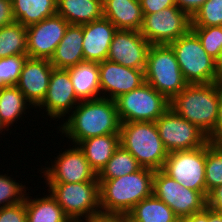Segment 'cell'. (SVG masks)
I'll return each instance as SVG.
<instances>
[{
    "label": "cell",
    "mask_w": 222,
    "mask_h": 222,
    "mask_svg": "<svg viewBox=\"0 0 222 222\" xmlns=\"http://www.w3.org/2000/svg\"><path fill=\"white\" fill-rule=\"evenodd\" d=\"M220 83L188 84L170 101V108L208 137L217 122Z\"/></svg>",
    "instance_id": "3"
},
{
    "label": "cell",
    "mask_w": 222,
    "mask_h": 222,
    "mask_svg": "<svg viewBox=\"0 0 222 222\" xmlns=\"http://www.w3.org/2000/svg\"><path fill=\"white\" fill-rule=\"evenodd\" d=\"M68 25L69 23L63 17L54 14L26 27L28 58L50 60L64 37Z\"/></svg>",
    "instance_id": "15"
},
{
    "label": "cell",
    "mask_w": 222,
    "mask_h": 222,
    "mask_svg": "<svg viewBox=\"0 0 222 222\" xmlns=\"http://www.w3.org/2000/svg\"><path fill=\"white\" fill-rule=\"evenodd\" d=\"M222 185V143L206 144L205 161V198L218 186Z\"/></svg>",
    "instance_id": "31"
},
{
    "label": "cell",
    "mask_w": 222,
    "mask_h": 222,
    "mask_svg": "<svg viewBox=\"0 0 222 222\" xmlns=\"http://www.w3.org/2000/svg\"><path fill=\"white\" fill-rule=\"evenodd\" d=\"M169 45L188 84L217 82L216 60L207 54L191 29Z\"/></svg>",
    "instance_id": "7"
},
{
    "label": "cell",
    "mask_w": 222,
    "mask_h": 222,
    "mask_svg": "<svg viewBox=\"0 0 222 222\" xmlns=\"http://www.w3.org/2000/svg\"><path fill=\"white\" fill-rule=\"evenodd\" d=\"M141 165L121 145L114 151L111 159L97 174L98 180H110L128 175L141 169Z\"/></svg>",
    "instance_id": "30"
},
{
    "label": "cell",
    "mask_w": 222,
    "mask_h": 222,
    "mask_svg": "<svg viewBox=\"0 0 222 222\" xmlns=\"http://www.w3.org/2000/svg\"><path fill=\"white\" fill-rule=\"evenodd\" d=\"M79 148L85 158L98 174L111 159L114 151L120 146V134L100 135L81 141Z\"/></svg>",
    "instance_id": "24"
},
{
    "label": "cell",
    "mask_w": 222,
    "mask_h": 222,
    "mask_svg": "<svg viewBox=\"0 0 222 222\" xmlns=\"http://www.w3.org/2000/svg\"><path fill=\"white\" fill-rule=\"evenodd\" d=\"M83 25H71L66 28L64 37L56 47L50 59L56 69H68L84 61L83 56Z\"/></svg>",
    "instance_id": "21"
},
{
    "label": "cell",
    "mask_w": 222,
    "mask_h": 222,
    "mask_svg": "<svg viewBox=\"0 0 222 222\" xmlns=\"http://www.w3.org/2000/svg\"><path fill=\"white\" fill-rule=\"evenodd\" d=\"M53 69L50 60L47 59L27 58L23 65L16 87L34 110L46 96Z\"/></svg>",
    "instance_id": "18"
},
{
    "label": "cell",
    "mask_w": 222,
    "mask_h": 222,
    "mask_svg": "<svg viewBox=\"0 0 222 222\" xmlns=\"http://www.w3.org/2000/svg\"><path fill=\"white\" fill-rule=\"evenodd\" d=\"M216 75L217 82L222 84V50L219 57L216 59Z\"/></svg>",
    "instance_id": "45"
},
{
    "label": "cell",
    "mask_w": 222,
    "mask_h": 222,
    "mask_svg": "<svg viewBox=\"0 0 222 222\" xmlns=\"http://www.w3.org/2000/svg\"><path fill=\"white\" fill-rule=\"evenodd\" d=\"M14 21L11 0H0V28Z\"/></svg>",
    "instance_id": "40"
},
{
    "label": "cell",
    "mask_w": 222,
    "mask_h": 222,
    "mask_svg": "<svg viewBox=\"0 0 222 222\" xmlns=\"http://www.w3.org/2000/svg\"><path fill=\"white\" fill-rule=\"evenodd\" d=\"M29 193L24 200L27 222H71L49 192L44 197L35 195V198L29 196Z\"/></svg>",
    "instance_id": "25"
},
{
    "label": "cell",
    "mask_w": 222,
    "mask_h": 222,
    "mask_svg": "<svg viewBox=\"0 0 222 222\" xmlns=\"http://www.w3.org/2000/svg\"><path fill=\"white\" fill-rule=\"evenodd\" d=\"M66 70L80 101L101 98L98 63L83 61Z\"/></svg>",
    "instance_id": "22"
},
{
    "label": "cell",
    "mask_w": 222,
    "mask_h": 222,
    "mask_svg": "<svg viewBox=\"0 0 222 222\" xmlns=\"http://www.w3.org/2000/svg\"><path fill=\"white\" fill-rule=\"evenodd\" d=\"M208 222H222V213L208 207Z\"/></svg>",
    "instance_id": "44"
},
{
    "label": "cell",
    "mask_w": 222,
    "mask_h": 222,
    "mask_svg": "<svg viewBox=\"0 0 222 222\" xmlns=\"http://www.w3.org/2000/svg\"><path fill=\"white\" fill-rule=\"evenodd\" d=\"M57 14L71 25L103 18V0H57Z\"/></svg>",
    "instance_id": "23"
},
{
    "label": "cell",
    "mask_w": 222,
    "mask_h": 222,
    "mask_svg": "<svg viewBox=\"0 0 222 222\" xmlns=\"http://www.w3.org/2000/svg\"><path fill=\"white\" fill-rule=\"evenodd\" d=\"M0 173V208L19 204L25 200L28 192L23 182H16L17 180L11 178L12 175Z\"/></svg>",
    "instance_id": "32"
},
{
    "label": "cell",
    "mask_w": 222,
    "mask_h": 222,
    "mask_svg": "<svg viewBox=\"0 0 222 222\" xmlns=\"http://www.w3.org/2000/svg\"><path fill=\"white\" fill-rule=\"evenodd\" d=\"M88 222H126V215H99Z\"/></svg>",
    "instance_id": "43"
},
{
    "label": "cell",
    "mask_w": 222,
    "mask_h": 222,
    "mask_svg": "<svg viewBox=\"0 0 222 222\" xmlns=\"http://www.w3.org/2000/svg\"><path fill=\"white\" fill-rule=\"evenodd\" d=\"M159 136L168 152L193 150L206 145L208 136L169 108L155 121Z\"/></svg>",
    "instance_id": "13"
},
{
    "label": "cell",
    "mask_w": 222,
    "mask_h": 222,
    "mask_svg": "<svg viewBox=\"0 0 222 222\" xmlns=\"http://www.w3.org/2000/svg\"><path fill=\"white\" fill-rule=\"evenodd\" d=\"M16 22L25 27L57 14V0H11Z\"/></svg>",
    "instance_id": "26"
},
{
    "label": "cell",
    "mask_w": 222,
    "mask_h": 222,
    "mask_svg": "<svg viewBox=\"0 0 222 222\" xmlns=\"http://www.w3.org/2000/svg\"><path fill=\"white\" fill-rule=\"evenodd\" d=\"M10 129H8L5 125H4V123L1 121V119H0V134L1 135H5L6 134V132L5 131H7V134H8V131H9ZM5 133V134H3V133Z\"/></svg>",
    "instance_id": "46"
},
{
    "label": "cell",
    "mask_w": 222,
    "mask_h": 222,
    "mask_svg": "<svg viewBox=\"0 0 222 222\" xmlns=\"http://www.w3.org/2000/svg\"><path fill=\"white\" fill-rule=\"evenodd\" d=\"M0 222H27L25 202L0 208Z\"/></svg>",
    "instance_id": "36"
},
{
    "label": "cell",
    "mask_w": 222,
    "mask_h": 222,
    "mask_svg": "<svg viewBox=\"0 0 222 222\" xmlns=\"http://www.w3.org/2000/svg\"><path fill=\"white\" fill-rule=\"evenodd\" d=\"M103 17L117 29L140 31L144 15L140 0H103Z\"/></svg>",
    "instance_id": "20"
},
{
    "label": "cell",
    "mask_w": 222,
    "mask_h": 222,
    "mask_svg": "<svg viewBox=\"0 0 222 222\" xmlns=\"http://www.w3.org/2000/svg\"><path fill=\"white\" fill-rule=\"evenodd\" d=\"M14 55H27V29L16 21L0 28V59Z\"/></svg>",
    "instance_id": "29"
},
{
    "label": "cell",
    "mask_w": 222,
    "mask_h": 222,
    "mask_svg": "<svg viewBox=\"0 0 222 222\" xmlns=\"http://www.w3.org/2000/svg\"><path fill=\"white\" fill-rule=\"evenodd\" d=\"M64 120L63 124L59 121L57 134L68 138L69 144L78 145L100 135L120 134L121 121L112 99L101 97L80 101Z\"/></svg>",
    "instance_id": "1"
},
{
    "label": "cell",
    "mask_w": 222,
    "mask_h": 222,
    "mask_svg": "<svg viewBox=\"0 0 222 222\" xmlns=\"http://www.w3.org/2000/svg\"><path fill=\"white\" fill-rule=\"evenodd\" d=\"M71 222H88L101 215L99 181L44 183Z\"/></svg>",
    "instance_id": "5"
},
{
    "label": "cell",
    "mask_w": 222,
    "mask_h": 222,
    "mask_svg": "<svg viewBox=\"0 0 222 222\" xmlns=\"http://www.w3.org/2000/svg\"><path fill=\"white\" fill-rule=\"evenodd\" d=\"M153 194L167 204L179 219L200 212L207 206V199L199 191L183 187L162 170H155Z\"/></svg>",
    "instance_id": "12"
},
{
    "label": "cell",
    "mask_w": 222,
    "mask_h": 222,
    "mask_svg": "<svg viewBox=\"0 0 222 222\" xmlns=\"http://www.w3.org/2000/svg\"><path fill=\"white\" fill-rule=\"evenodd\" d=\"M176 222H184V221H183V219H179V220H177Z\"/></svg>",
    "instance_id": "48"
},
{
    "label": "cell",
    "mask_w": 222,
    "mask_h": 222,
    "mask_svg": "<svg viewBox=\"0 0 222 222\" xmlns=\"http://www.w3.org/2000/svg\"><path fill=\"white\" fill-rule=\"evenodd\" d=\"M151 44L136 30L117 29L107 60L125 67L145 70Z\"/></svg>",
    "instance_id": "16"
},
{
    "label": "cell",
    "mask_w": 222,
    "mask_h": 222,
    "mask_svg": "<svg viewBox=\"0 0 222 222\" xmlns=\"http://www.w3.org/2000/svg\"><path fill=\"white\" fill-rule=\"evenodd\" d=\"M207 206L222 213V185L215 187L207 196Z\"/></svg>",
    "instance_id": "41"
},
{
    "label": "cell",
    "mask_w": 222,
    "mask_h": 222,
    "mask_svg": "<svg viewBox=\"0 0 222 222\" xmlns=\"http://www.w3.org/2000/svg\"><path fill=\"white\" fill-rule=\"evenodd\" d=\"M222 26V0H207L191 18V27Z\"/></svg>",
    "instance_id": "33"
},
{
    "label": "cell",
    "mask_w": 222,
    "mask_h": 222,
    "mask_svg": "<svg viewBox=\"0 0 222 222\" xmlns=\"http://www.w3.org/2000/svg\"><path fill=\"white\" fill-rule=\"evenodd\" d=\"M206 145L193 150L169 152L162 171L183 187L205 197Z\"/></svg>",
    "instance_id": "10"
},
{
    "label": "cell",
    "mask_w": 222,
    "mask_h": 222,
    "mask_svg": "<svg viewBox=\"0 0 222 222\" xmlns=\"http://www.w3.org/2000/svg\"><path fill=\"white\" fill-rule=\"evenodd\" d=\"M33 106L25 99L24 94L16 86H8L0 90V119L8 129L14 123L28 116ZM29 109L27 112L26 110ZM28 113V114H27ZM24 114V115H23ZM23 117V118H22Z\"/></svg>",
    "instance_id": "27"
},
{
    "label": "cell",
    "mask_w": 222,
    "mask_h": 222,
    "mask_svg": "<svg viewBox=\"0 0 222 222\" xmlns=\"http://www.w3.org/2000/svg\"><path fill=\"white\" fill-rule=\"evenodd\" d=\"M206 1L207 0H175V4L192 18Z\"/></svg>",
    "instance_id": "39"
},
{
    "label": "cell",
    "mask_w": 222,
    "mask_h": 222,
    "mask_svg": "<svg viewBox=\"0 0 222 222\" xmlns=\"http://www.w3.org/2000/svg\"><path fill=\"white\" fill-rule=\"evenodd\" d=\"M120 145L141 167L162 170L168 156L155 122L121 123Z\"/></svg>",
    "instance_id": "4"
},
{
    "label": "cell",
    "mask_w": 222,
    "mask_h": 222,
    "mask_svg": "<svg viewBox=\"0 0 222 222\" xmlns=\"http://www.w3.org/2000/svg\"><path fill=\"white\" fill-rule=\"evenodd\" d=\"M121 123L155 122L169 108L170 100L147 82L115 99Z\"/></svg>",
    "instance_id": "8"
},
{
    "label": "cell",
    "mask_w": 222,
    "mask_h": 222,
    "mask_svg": "<svg viewBox=\"0 0 222 222\" xmlns=\"http://www.w3.org/2000/svg\"><path fill=\"white\" fill-rule=\"evenodd\" d=\"M143 15L159 12L163 9L176 6L175 0H140Z\"/></svg>",
    "instance_id": "37"
},
{
    "label": "cell",
    "mask_w": 222,
    "mask_h": 222,
    "mask_svg": "<svg viewBox=\"0 0 222 222\" xmlns=\"http://www.w3.org/2000/svg\"><path fill=\"white\" fill-rule=\"evenodd\" d=\"M212 143H222V84H220V99L217 115V122L212 134L208 137Z\"/></svg>",
    "instance_id": "38"
},
{
    "label": "cell",
    "mask_w": 222,
    "mask_h": 222,
    "mask_svg": "<svg viewBox=\"0 0 222 222\" xmlns=\"http://www.w3.org/2000/svg\"><path fill=\"white\" fill-rule=\"evenodd\" d=\"M201 41L203 49L213 59H217L222 50V26L191 27Z\"/></svg>",
    "instance_id": "35"
},
{
    "label": "cell",
    "mask_w": 222,
    "mask_h": 222,
    "mask_svg": "<svg viewBox=\"0 0 222 222\" xmlns=\"http://www.w3.org/2000/svg\"><path fill=\"white\" fill-rule=\"evenodd\" d=\"M101 97L115 100L145 83L144 70L104 60L98 63Z\"/></svg>",
    "instance_id": "17"
},
{
    "label": "cell",
    "mask_w": 222,
    "mask_h": 222,
    "mask_svg": "<svg viewBox=\"0 0 222 222\" xmlns=\"http://www.w3.org/2000/svg\"><path fill=\"white\" fill-rule=\"evenodd\" d=\"M191 29V17L177 6L143 17L140 34L151 45H169Z\"/></svg>",
    "instance_id": "11"
},
{
    "label": "cell",
    "mask_w": 222,
    "mask_h": 222,
    "mask_svg": "<svg viewBox=\"0 0 222 222\" xmlns=\"http://www.w3.org/2000/svg\"><path fill=\"white\" fill-rule=\"evenodd\" d=\"M80 100L75 95V90L70 79V75L66 69H56L54 68L50 79L47 93L42 103L36 108L37 116L38 112L42 110L45 115L51 120L64 121L72 110L79 104ZM39 108V111L37 109ZM41 109V110H40Z\"/></svg>",
    "instance_id": "14"
},
{
    "label": "cell",
    "mask_w": 222,
    "mask_h": 222,
    "mask_svg": "<svg viewBox=\"0 0 222 222\" xmlns=\"http://www.w3.org/2000/svg\"><path fill=\"white\" fill-rule=\"evenodd\" d=\"M28 55H14L0 59V90L16 86Z\"/></svg>",
    "instance_id": "34"
},
{
    "label": "cell",
    "mask_w": 222,
    "mask_h": 222,
    "mask_svg": "<svg viewBox=\"0 0 222 222\" xmlns=\"http://www.w3.org/2000/svg\"><path fill=\"white\" fill-rule=\"evenodd\" d=\"M68 146L67 149L62 148L63 152L59 151L58 155L55 154L57 157H54L55 160L51 162V165L47 164L49 163L47 161L45 167L39 168L41 179L44 176L43 183H79L98 179L97 173L79 146L74 144H68Z\"/></svg>",
    "instance_id": "9"
},
{
    "label": "cell",
    "mask_w": 222,
    "mask_h": 222,
    "mask_svg": "<svg viewBox=\"0 0 222 222\" xmlns=\"http://www.w3.org/2000/svg\"><path fill=\"white\" fill-rule=\"evenodd\" d=\"M126 222H133V221L130 220V219L126 216Z\"/></svg>",
    "instance_id": "47"
},
{
    "label": "cell",
    "mask_w": 222,
    "mask_h": 222,
    "mask_svg": "<svg viewBox=\"0 0 222 222\" xmlns=\"http://www.w3.org/2000/svg\"><path fill=\"white\" fill-rule=\"evenodd\" d=\"M155 170L142 167L119 178L99 181L102 215H126L136 204L153 194Z\"/></svg>",
    "instance_id": "2"
},
{
    "label": "cell",
    "mask_w": 222,
    "mask_h": 222,
    "mask_svg": "<svg viewBox=\"0 0 222 222\" xmlns=\"http://www.w3.org/2000/svg\"><path fill=\"white\" fill-rule=\"evenodd\" d=\"M116 31L115 25L104 17L83 24L84 61L100 63L107 60L109 47Z\"/></svg>",
    "instance_id": "19"
},
{
    "label": "cell",
    "mask_w": 222,
    "mask_h": 222,
    "mask_svg": "<svg viewBox=\"0 0 222 222\" xmlns=\"http://www.w3.org/2000/svg\"><path fill=\"white\" fill-rule=\"evenodd\" d=\"M184 222H208V206L202 211L193 213L192 215L183 218Z\"/></svg>",
    "instance_id": "42"
},
{
    "label": "cell",
    "mask_w": 222,
    "mask_h": 222,
    "mask_svg": "<svg viewBox=\"0 0 222 222\" xmlns=\"http://www.w3.org/2000/svg\"><path fill=\"white\" fill-rule=\"evenodd\" d=\"M126 216L133 222H176L173 210L154 194L136 204Z\"/></svg>",
    "instance_id": "28"
},
{
    "label": "cell",
    "mask_w": 222,
    "mask_h": 222,
    "mask_svg": "<svg viewBox=\"0 0 222 222\" xmlns=\"http://www.w3.org/2000/svg\"><path fill=\"white\" fill-rule=\"evenodd\" d=\"M144 75L145 82L170 101L188 85L173 49L166 44L150 46Z\"/></svg>",
    "instance_id": "6"
}]
</instances>
